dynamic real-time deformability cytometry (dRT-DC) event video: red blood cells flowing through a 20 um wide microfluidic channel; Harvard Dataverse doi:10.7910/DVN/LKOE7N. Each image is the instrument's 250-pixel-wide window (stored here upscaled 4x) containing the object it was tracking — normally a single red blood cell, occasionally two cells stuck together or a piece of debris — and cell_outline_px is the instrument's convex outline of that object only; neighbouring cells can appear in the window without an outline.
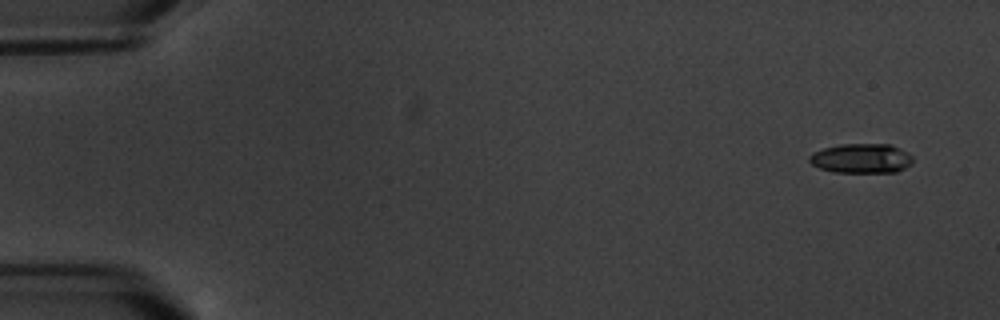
{"species": "common noctule bat (a hibernating species)", "species_latin": "Nyctalus noctula", "temperature_condition": "warm", "stored_images_in_passage": 12, "camera_frame_rate_fps": 3000, "um_per_image_px": 0.085, "animal": {"sex": "male", "body_mass_g": 20.1, "forearm_length_mm": 53.5}, "frame": {"image": 1, "passage_image": 1, "time_ms": 0.0, "image_size_px": [1000, 320], "cell_outline_px": [[912, 164], [896, 172], [832, 172], [820, 168], [812, 164], [808, 160], [808, 156], [812, 152], [824, 148], [840, 144], [892, 144], [908, 152], [912, 156]], "centroid_in_image_um": [73.21, 13.45], "position_along_channel_um": 11.8, "area_um2": 17.98}}
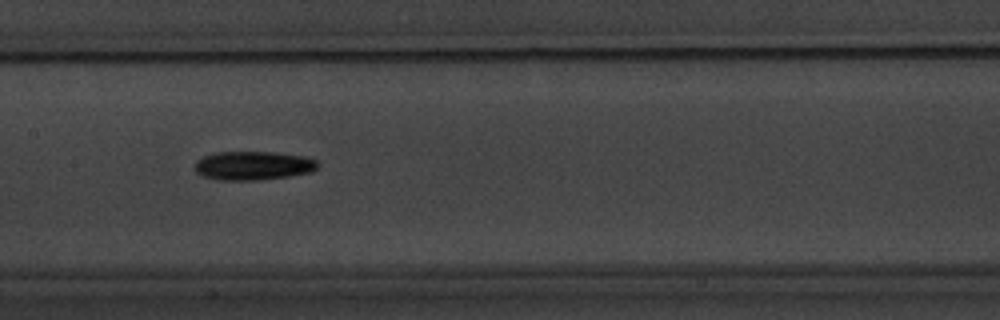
{"frame": {"image": 2, "passage_image": 9, "time_ms": 9.0, "image_size_px": [1000, 320], "cell_outline_px": [[320, 164], [312, 172], [288, 176], [256, 180], [216, 180], [204, 176], [196, 172], [196, 160], [204, 156], [216, 152], [276, 152], [304, 156], [316, 160]], "centroid_in_image_um": [21.53, 14.07], "position_along_channel_um": 185.9, "area_um2": 20.63}}
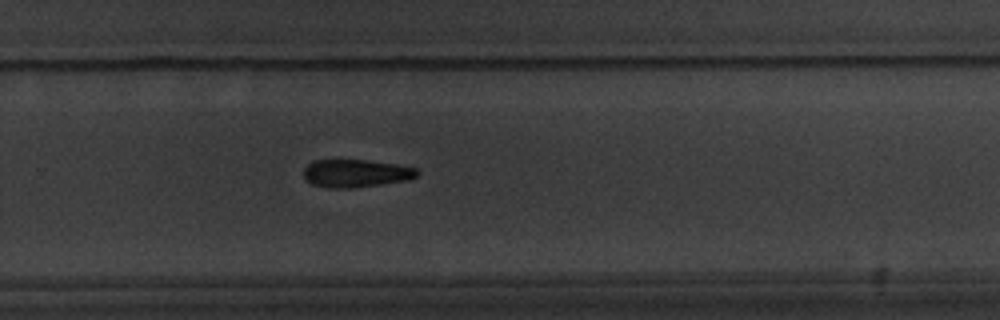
{"frame": {"image": 3, "passage_image": 12, "time_ms": 12.333, "image_size_px": [1000, 320], "cell_outline_px": [[420, 172], [416, 176], [408, 180], [352, 188], [328, 188], [312, 184], [304, 180], [304, 168], [312, 160], [368, 160], [400, 164], [416, 168]], "centroid_in_image_um": [30.24, 14.72], "position_along_channel_um": 299.6, "area_um2": 18.61}}